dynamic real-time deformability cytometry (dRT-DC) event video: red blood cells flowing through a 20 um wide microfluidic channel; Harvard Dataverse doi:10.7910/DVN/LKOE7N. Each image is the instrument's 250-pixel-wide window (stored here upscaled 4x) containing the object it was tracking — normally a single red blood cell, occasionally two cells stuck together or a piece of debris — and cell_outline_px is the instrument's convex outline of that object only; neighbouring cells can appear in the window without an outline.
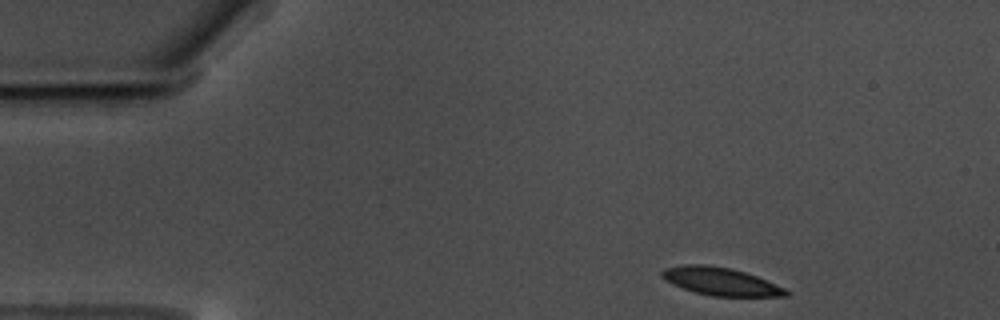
{"species": "common noctule bat (a hibernating species)", "species_latin": "Nyctalus noctula", "temperature_condition": "warm", "stored_images_in_passage": 51, "camera_frame_rate_fps": 3000, "um_per_image_px": 0.085, "animal": {"sex": "male", "body_mass_g": 17.5, "forearm_length_mm": 52.3}, "frame": {"image": 1, "passage_image": 1, "time_ms": 0.0, "image_size_px": [1000, 320], "cell_outline_px": [[792, 292], [788, 296], [712, 296], [696, 292], [672, 284], [664, 280], [660, 276], [660, 272], [664, 268], [684, 264], [704, 264], [732, 268], [756, 276], [784, 288]], "centroid_in_image_um": [61.22, 23.91], "position_along_channel_um": 23.8, "area_um2": 20.11}}
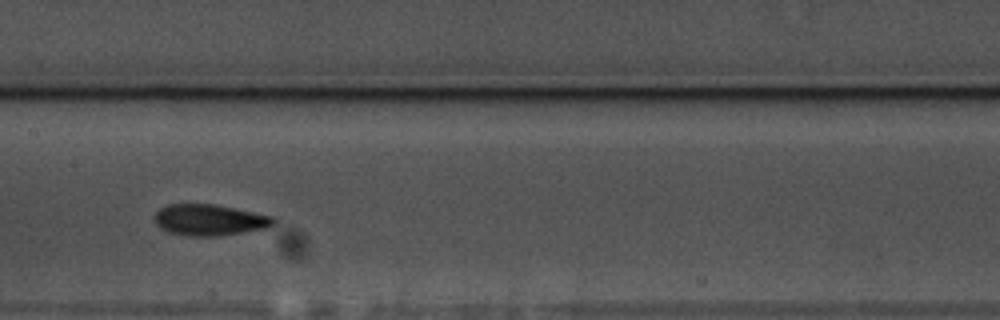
{"frame": {"image": 2, "passage_image": 22, "time_ms": 7.0, "image_size_px": [1000, 320], "cell_outline_px": [[276, 224], [268, 228], [220, 236], [184, 236], [168, 232], [160, 228], [156, 224], [152, 216], [160, 208], [168, 204], [216, 204], [236, 208], [272, 216], [276, 220]], "centroid_in_image_um": [17.8, 18.7], "position_along_channel_um": 189.6, "area_um2": 22.02}}
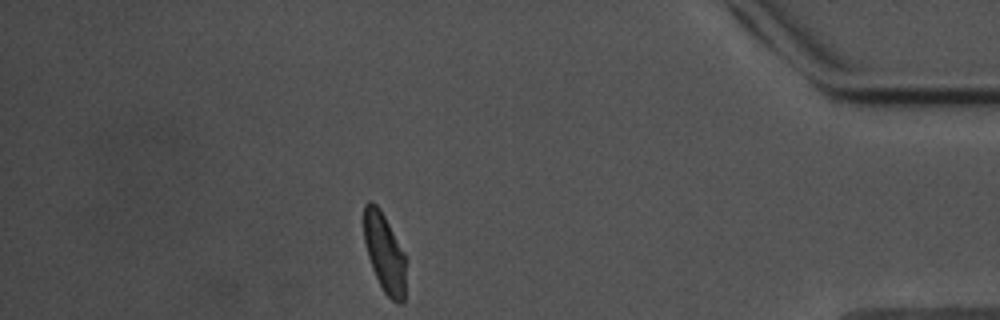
{"frame": {"image": 3, "passage_image": 44, "time_ms": 14.333, "image_size_px": [1000, 320], "cell_outline_px": [[404, 304], [396, 304], [384, 292], [372, 268], [368, 256], [364, 240], [364, 204], [368, 200], [372, 200], [380, 208], [404, 252]], "centroid_in_image_um": [32.66, 21.47], "position_along_channel_um": 402.5, "area_um2": 19.13}, "authors_computed_cell_mechanics": {"area_um2": 20.8658, "velocity_mm_per_s": 3.4891, "shape_relaxation_time_tau1_ms": 3.4276, "shape_relaxation_time_tau2_ms": 1.7322, "deformation_change_tau1": 0.1318, "deformation_change_tau2": 0.069}}